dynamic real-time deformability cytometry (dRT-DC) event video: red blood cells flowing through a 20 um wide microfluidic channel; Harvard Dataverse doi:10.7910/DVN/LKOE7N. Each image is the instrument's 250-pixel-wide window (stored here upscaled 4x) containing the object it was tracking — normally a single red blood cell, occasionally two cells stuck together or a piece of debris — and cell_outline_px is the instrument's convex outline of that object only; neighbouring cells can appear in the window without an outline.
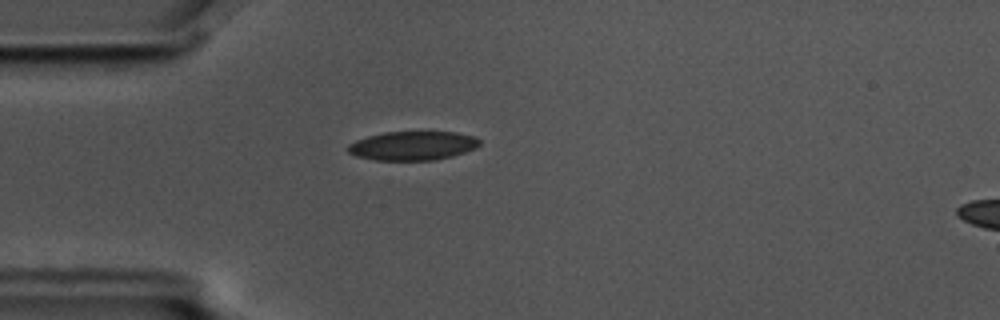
{"species": "common noctule bat (a hibernating species)", "species_latin": "Nyctalus noctula", "temperature_condition": "cold", "stored_images_in_passage": 8, "camera_frame_rate_fps": 3000, "um_per_image_px": 0.085, "animal": {"sex": "male", "body_mass_g": 17.5, "forearm_length_mm": 52.3}, "frame": {"image": 1, "passage_image": 4, "time_ms": 1.0, "image_size_px": [1000, 320], "cell_outline_px": [[480, 144], [476, 148], [452, 156], [432, 160], [376, 160], [356, 156], [348, 152], [348, 144], [356, 140], [368, 136], [384, 132], [456, 132], [476, 136], [480, 140]], "centroid_in_image_um": [35.09, 12.38], "position_along_channel_um": 49.9, "area_um2": 22.2}}